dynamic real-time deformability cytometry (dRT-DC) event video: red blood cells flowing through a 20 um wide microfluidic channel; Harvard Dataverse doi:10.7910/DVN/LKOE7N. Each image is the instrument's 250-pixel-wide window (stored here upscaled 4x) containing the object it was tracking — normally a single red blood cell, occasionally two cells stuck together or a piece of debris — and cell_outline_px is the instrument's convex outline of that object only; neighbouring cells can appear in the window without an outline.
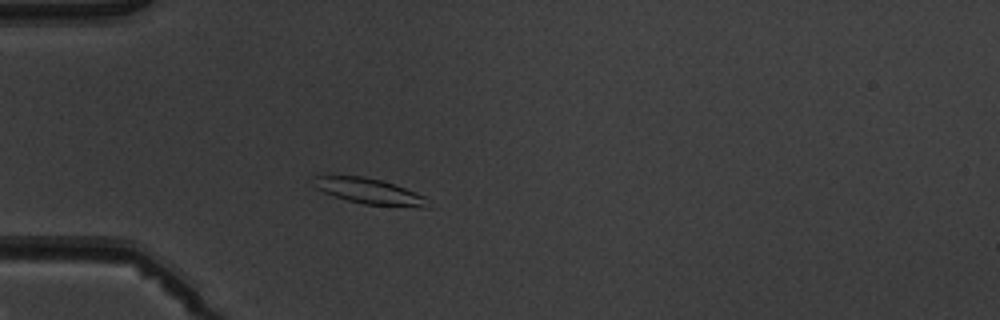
{"species": "common noctule bat (a hibernating species)", "species_latin": "Nyctalus noctula", "temperature_condition": "warm", "stored_images_in_passage": 3, "camera_frame_rate_fps": 3000, "um_per_image_px": 0.085, "animal": {"sex": "male", "body_mass_g": 19.5, "forearm_length_mm": 54.6}, "frame": {"image": 1, "passage_image": 3, "time_ms": 2.333, "image_size_px": [1000, 320], "cell_outline_px": [[428, 208], [420, 208], [364, 204], [348, 200], [324, 192], [316, 188], [312, 176], [364, 176], [396, 184], [416, 192], [424, 196]], "centroid_in_image_um": [31.43, 16.26], "position_along_channel_um": 53.6, "area_um2": 16.99}}